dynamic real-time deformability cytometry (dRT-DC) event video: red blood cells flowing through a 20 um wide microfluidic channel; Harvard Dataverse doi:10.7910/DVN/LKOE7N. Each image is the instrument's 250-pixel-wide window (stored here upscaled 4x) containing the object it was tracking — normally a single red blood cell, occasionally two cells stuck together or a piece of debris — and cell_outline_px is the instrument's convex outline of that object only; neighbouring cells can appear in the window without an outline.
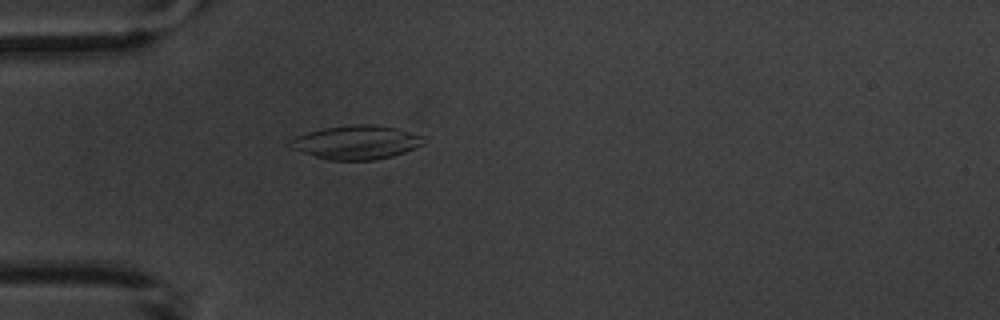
{"species": "common noctule bat (a hibernating species)", "species_latin": "Nyctalus noctula", "temperature_condition": "warm", "stored_images_in_passage": 5, "camera_frame_rate_fps": 3000, "um_per_image_px": 0.085, "animal": {"sex": "male", "body_mass_g": 20.1, "forearm_length_mm": 53.5}, "frame": {"image": 1, "passage_image": 5, "time_ms": 5.333, "image_size_px": [1000, 320], "cell_outline_px": [[424, 144], [416, 148], [392, 156], [372, 160], [328, 160], [288, 148], [284, 144], [288, 140], [296, 136], [308, 132], [324, 128], [352, 124], [372, 124], [396, 128], [424, 136]], "centroid_in_image_um": [30.23, 12.1], "position_along_channel_um": 54.8, "area_um2": 26.53}}